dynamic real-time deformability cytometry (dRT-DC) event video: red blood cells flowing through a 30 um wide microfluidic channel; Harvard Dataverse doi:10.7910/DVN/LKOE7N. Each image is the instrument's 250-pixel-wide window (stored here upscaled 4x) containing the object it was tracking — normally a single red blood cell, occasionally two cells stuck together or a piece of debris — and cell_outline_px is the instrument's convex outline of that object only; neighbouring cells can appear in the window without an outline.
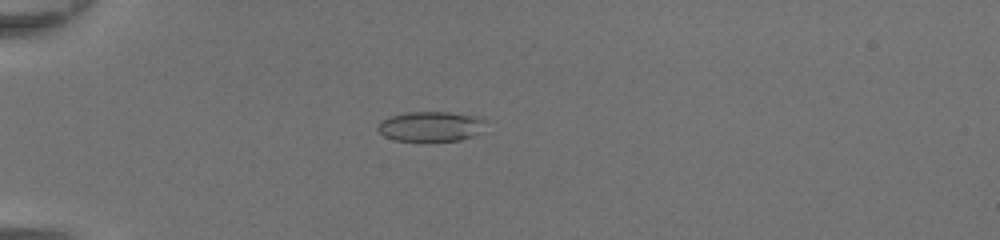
{"species": "common noctule bat (a hibernating species)", "species_latin": "Nyctalus noctula", "temperature_condition": "room temperature", "stored_images_in_passage": 39, "camera_frame_rate_fps": 3000, "um_per_image_px": 0.085, "animal": {"sex": "female", "body_mass_g": 20.0, "forearm_length_mm": 54.0}, "frame": {"image": 1, "passage_image": 5, "time_ms": 1.333, "image_size_px": [1000, 240], "cell_outline_px": [[488, 120], [480, 132], [472, 136], [460, 140], [396, 140], [384, 136], [376, 128], [380, 120], [388, 116], [408, 112], [448, 112], [472, 116]], "centroid_in_image_um": [36.58, 10.73], "position_along_channel_um": 48.4, "area_um2": 18.67}}
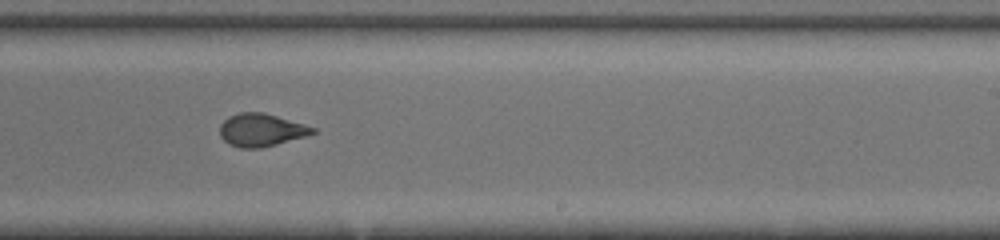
{"frame": {"image": 2, "passage_image": 22, "time_ms": 7.0, "image_size_px": [1000, 240], "cell_outline_px": [[316, 132], [308, 136], [260, 148], [240, 148], [228, 144], [220, 136], [220, 124], [228, 116], [240, 112], [264, 112], [304, 124], [316, 128]], "centroid_in_image_um": [22.2, 11.05], "position_along_channel_um": 266.8, "area_um2": 17.86}}
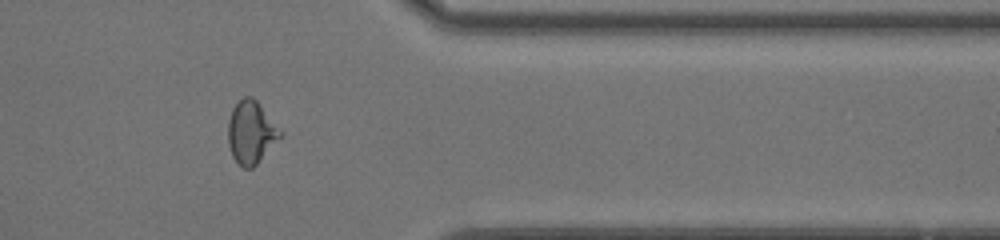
{"frame": {"image": 3, "passage_image": 31, "time_ms": 10.0, "image_size_px": [1000, 240], "cell_outline_px": [[284, 132], [256, 164], [252, 168], [244, 168], [232, 156], [228, 144], [228, 120], [232, 108], [244, 96], [252, 96], [256, 100]], "centroid_in_image_um": [21.33, 11.22], "position_along_channel_um": 390.1, "area_um2": 18.84}, "authors_computed_cell_mechanics": {"area_um2": 18.6694, "velocity_mm_per_s": 4.4082, "shape_relaxation_time_tau1_ms": null, "shape_relaxation_time_tau2_ms": 0.7994, "deformation_change_tau1": null, "deformation_change_tau2": 0.0593}}